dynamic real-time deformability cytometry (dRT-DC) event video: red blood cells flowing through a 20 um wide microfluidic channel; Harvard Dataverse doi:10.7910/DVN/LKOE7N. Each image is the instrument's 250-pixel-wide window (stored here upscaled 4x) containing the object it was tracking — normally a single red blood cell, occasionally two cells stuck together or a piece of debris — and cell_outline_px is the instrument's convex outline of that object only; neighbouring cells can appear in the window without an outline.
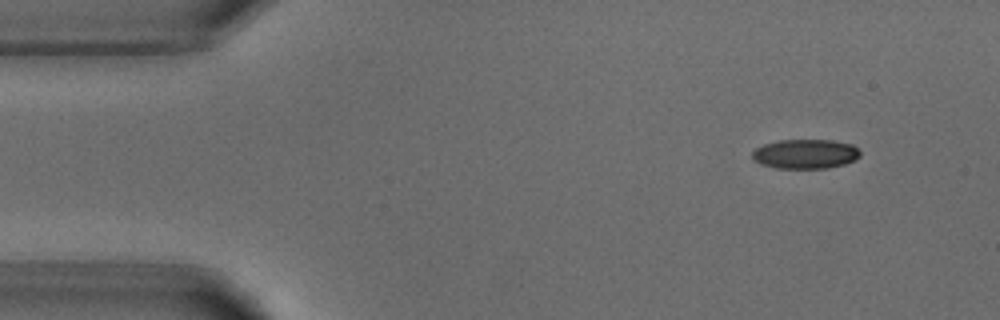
{"species": "common noctule bat (a hibernating species)", "species_latin": "Nyctalus noctula", "temperature_condition": "warm", "stored_images_in_passage": 5, "camera_frame_rate_fps": 3000, "um_per_image_px": 0.085, "animal": {"sex": "male", "body_mass_g": 18.8}, "frame": {"image": 1, "passage_image": 1, "time_ms": 0.0, "image_size_px": [1000, 320], "cell_outline_px": [[860, 156], [856, 160], [844, 164], [828, 168], [776, 168], [760, 164], [752, 160], [752, 152], [756, 148], [764, 144], [780, 140], [832, 140], [852, 144], [860, 152]], "centroid_in_image_um": [68.45, 13.09], "position_along_channel_um": 16.6, "area_um2": 18.61}}